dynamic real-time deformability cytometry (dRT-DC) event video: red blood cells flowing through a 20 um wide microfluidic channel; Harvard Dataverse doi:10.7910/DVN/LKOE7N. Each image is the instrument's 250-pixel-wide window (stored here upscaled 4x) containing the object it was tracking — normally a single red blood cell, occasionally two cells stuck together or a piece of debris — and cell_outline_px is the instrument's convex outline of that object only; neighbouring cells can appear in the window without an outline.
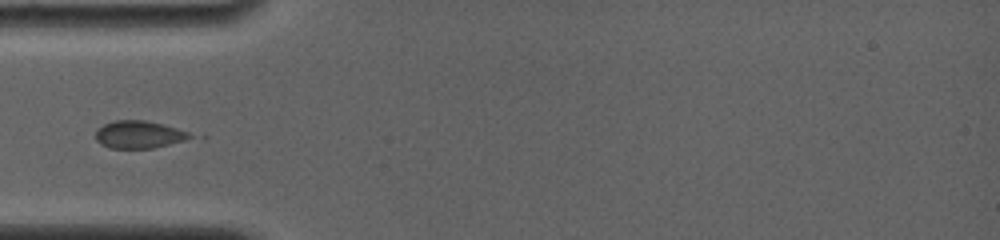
{"species": "common noctule bat (a hibernating species)", "species_latin": "Nyctalus noctula", "temperature_condition": "room temperature", "stored_images_in_passage": 9, "camera_frame_rate_fps": 4000, "um_per_image_px": 0.085, "animal": {"sex": "female", "body_mass_g": 19.0, "forearm_length_mm": 56.7}, "frame": {"image": 1, "passage_image": 1, "time_ms": 0.0, "image_size_px": [1000, 240], "cell_outline_px": [[196, 136], [184, 140], [152, 148], [108, 148], [100, 144], [96, 140], [96, 128], [112, 120], [144, 120], [176, 128], [188, 132]], "centroid_in_image_um": [11.75, 11.43], "position_along_channel_um": 73.2, "area_um2": 15.09}}